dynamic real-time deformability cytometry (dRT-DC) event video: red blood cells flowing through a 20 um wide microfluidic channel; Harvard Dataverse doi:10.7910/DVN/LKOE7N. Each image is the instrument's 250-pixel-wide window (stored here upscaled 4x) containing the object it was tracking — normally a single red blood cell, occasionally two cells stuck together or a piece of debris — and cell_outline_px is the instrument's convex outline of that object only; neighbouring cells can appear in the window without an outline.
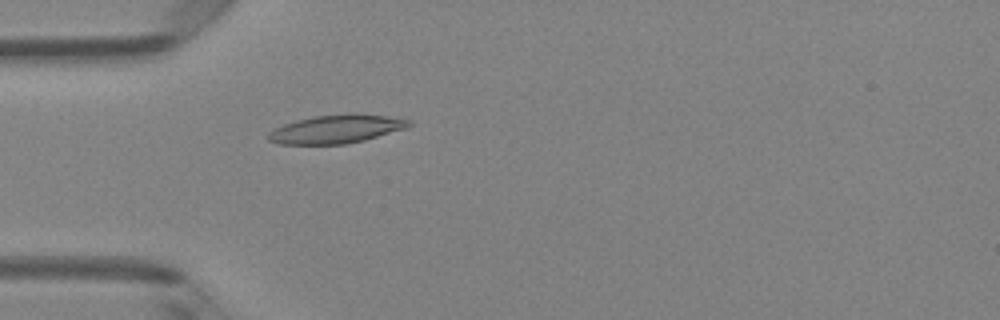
{"species": "Egyptian fruit bat (a non-hibernating species)", "species_latin": "Rousettus aegyptiacus", "temperature_condition": "room temperature", "stored_images_in_passage": 4, "camera_frame_rate_fps": 3000, "um_per_image_px": 0.085, "animal": {"sex": "female"}, "frame": {"image": 1, "passage_image": 4, "time_ms": 3.333, "image_size_px": [1000, 320], "cell_outline_px": [[412, 124], [404, 128], [364, 140], [344, 144], [280, 144], [268, 140], [268, 132], [272, 128], [296, 120], [312, 116], [352, 112], [388, 116], [412, 120]], "centroid_in_image_um": [28.55, 10.95], "position_along_channel_um": 56.4, "area_um2": 23.47}}